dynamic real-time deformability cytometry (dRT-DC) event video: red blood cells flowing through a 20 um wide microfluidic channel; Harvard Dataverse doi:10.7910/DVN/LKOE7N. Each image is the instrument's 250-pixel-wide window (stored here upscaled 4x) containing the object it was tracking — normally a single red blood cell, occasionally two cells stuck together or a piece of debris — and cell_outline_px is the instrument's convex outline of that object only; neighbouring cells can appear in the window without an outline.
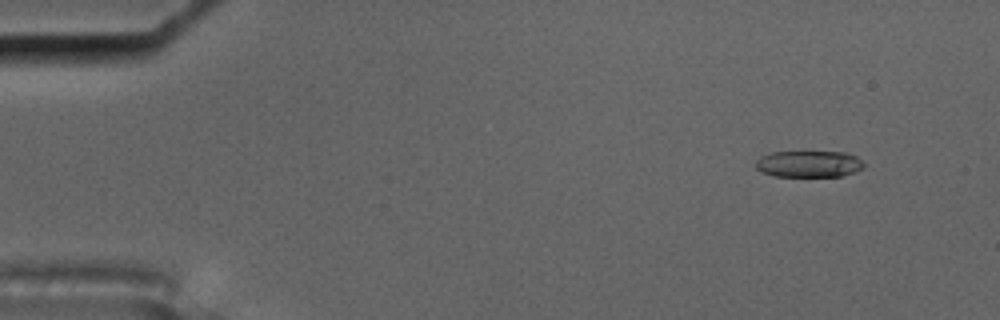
{"species": "common noctule bat (a hibernating species)", "species_latin": "Nyctalus noctula", "temperature_condition": "cold", "stored_images_in_passage": 5, "camera_frame_rate_fps": 3000, "um_per_image_px": 0.085, "animal": {"sex": "male", "body_mass_g": 17.5, "forearm_length_mm": 52.3}, "frame": {"image": 1, "passage_image": 2, "time_ms": 1.0, "image_size_px": [1000, 320], "cell_outline_px": [[864, 168], [856, 172], [840, 176], [776, 176], [760, 172], [756, 168], [756, 160], [760, 156], [772, 152], [848, 152], [856, 156], [864, 164]], "centroid_in_image_um": [68.75, 13.93], "position_along_channel_um": 16.2, "area_um2": 16.82}}